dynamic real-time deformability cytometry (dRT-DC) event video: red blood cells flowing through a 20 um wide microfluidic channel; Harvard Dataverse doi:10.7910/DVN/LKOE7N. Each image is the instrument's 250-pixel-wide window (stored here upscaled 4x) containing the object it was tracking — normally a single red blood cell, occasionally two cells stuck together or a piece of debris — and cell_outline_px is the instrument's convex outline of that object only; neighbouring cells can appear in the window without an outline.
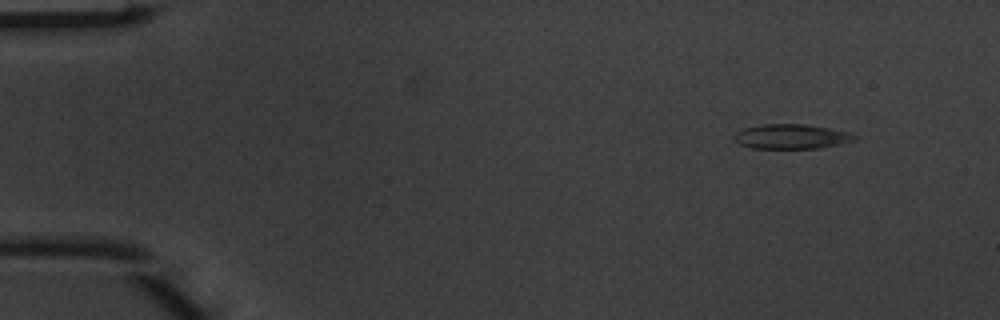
{"species": "common noctule bat (a hibernating species)", "species_latin": "Nyctalus noctula", "temperature_condition": "warm", "stored_images_in_passage": 5, "camera_frame_rate_fps": 3000, "um_per_image_px": 0.085, "animal": {"sex": "male", "body_mass_g": 20.1, "forearm_length_mm": 53.5}, "frame": {"image": 1, "passage_image": 1, "time_ms": 0.0, "image_size_px": [1000, 320], "cell_outline_px": [[856, 136], [852, 140], [820, 148], [752, 148], [740, 144], [732, 140], [732, 136], [736, 132], [744, 128], [764, 124], [804, 124], [828, 128], [848, 132]], "centroid_in_image_um": [67.16, 11.6], "position_along_channel_um": 17.8, "area_um2": 17.05}}
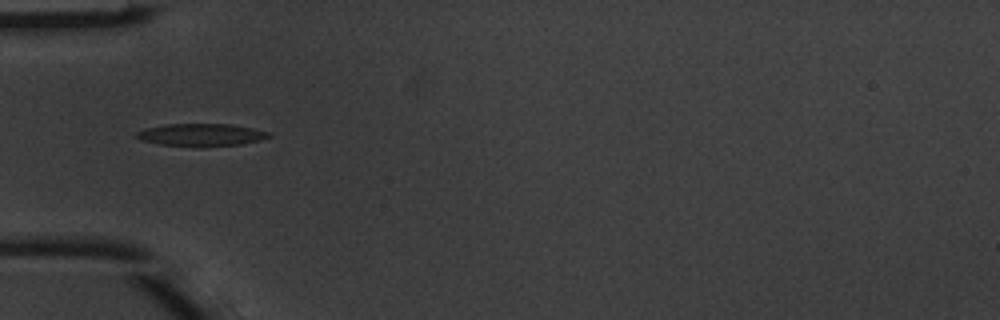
{"frame": {"image": 2, "passage_image": 4, "time_ms": 1.0, "image_size_px": [1000, 320], "cell_outline_px": [[272, 136], [260, 140], [240, 144], [160, 144], [140, 140], [136, 136], [136, 132], [144, 128], [168, 124], [232, 124], [252, 128], [268, 132]], "centroid_in_image_um": [17.09, 11.41], "position_along_channel_um": 67.9, "area_um2": 16.42}}